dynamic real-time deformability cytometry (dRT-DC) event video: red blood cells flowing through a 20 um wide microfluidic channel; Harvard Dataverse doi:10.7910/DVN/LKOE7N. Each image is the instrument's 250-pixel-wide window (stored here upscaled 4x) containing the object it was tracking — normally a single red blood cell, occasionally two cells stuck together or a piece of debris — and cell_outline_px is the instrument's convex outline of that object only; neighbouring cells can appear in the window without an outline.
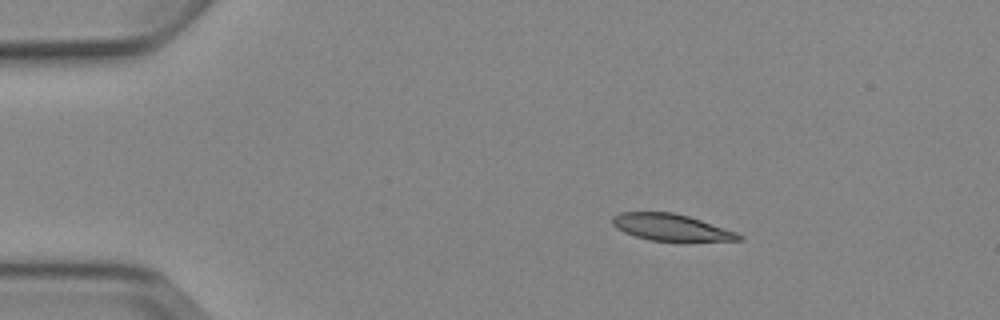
{"species": "Egyptian fruit bat (a non-hibernating species)", "species_latin": "Rousettus aegyptiacus", "temperature_condition": "cold", "stored_images_in_passage": 4, "camera_frame_rate_fps": 3000, "um_per_image_px": 0.085, "animal": {"sex": "female"}, "frame": {"image": 1, "passage_image": 2, "time_ms": 1.0, "image_size_px": [1000, 320], "cell_outline_px": [[744, 240], [680, 244], [648, 240], [624, 232], [616, 228], [612, 224], [612, 216], [620, 212], [672, 212], [688, 216], [736, 232], [744, 236]], "centroid_in_image_um": [57.11, 19.39], "position_along_channel_um": 27.9, "area_um2": 20.63}}